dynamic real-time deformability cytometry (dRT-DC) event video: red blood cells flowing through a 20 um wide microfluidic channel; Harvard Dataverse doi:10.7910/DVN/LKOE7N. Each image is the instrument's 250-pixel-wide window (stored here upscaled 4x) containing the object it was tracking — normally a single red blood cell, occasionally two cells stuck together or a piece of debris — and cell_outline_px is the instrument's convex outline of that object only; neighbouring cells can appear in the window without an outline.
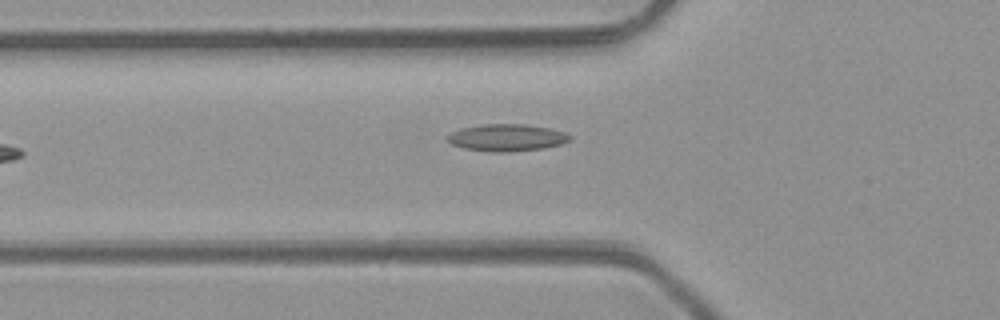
{"species": "common noctule bat (a hibernating species)", "species_latin": "Nyctalus noctula", "temperature_condition": "room temperature", "stored_images_in_passage": 5, "camera_frame_rate_fps": 3000, "um_per_image_px": 0.085, "animal": {"sex": "male", "body_mass_g": 23.1, "forearm_length_mm": 52.7}, "frame": {"image": 1, "passage_image": 5, "time_ms": 5.667, "image_size_px": [1000, 320], "cell_outline_px": [[572, 140], [560, 144], [544, 148], [508, 152], [488, 152], [464, 148], [452, 144], [444, 136], [460, 128], [484, 124], [524, 124], [548, 128], [564, 132], [572, 136]], "centroid_in_image_um": [43.06, 11.7], "position_along_channel_um": 82.7, "area_um2": 19.36}}